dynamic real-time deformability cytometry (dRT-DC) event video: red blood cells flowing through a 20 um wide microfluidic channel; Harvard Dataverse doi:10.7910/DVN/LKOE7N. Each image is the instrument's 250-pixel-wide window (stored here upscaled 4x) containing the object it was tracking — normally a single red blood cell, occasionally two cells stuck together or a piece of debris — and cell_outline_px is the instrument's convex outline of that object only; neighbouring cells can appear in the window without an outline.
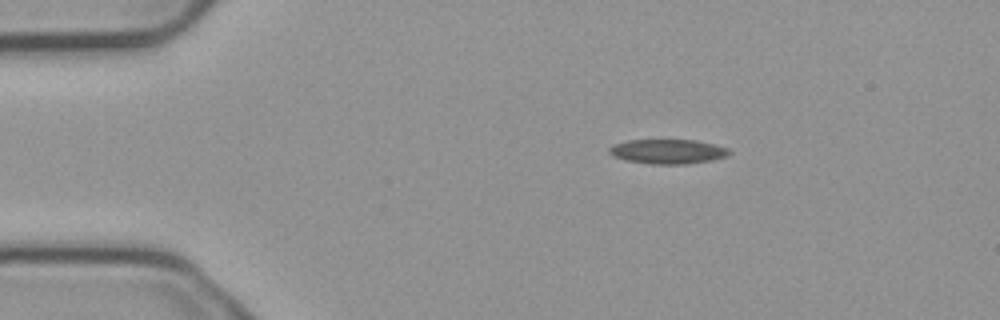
{"species": "common noctule bat (a hibernating species)", "species_latin": "Nyctalus noctula", "temperature_condition": "cold", "stored_images_in_passage": 4, "camera_frame_rate_fps": 3000, "um_per_image_px": 0.085, "animal": {"sex": "male", "body_mass_g": 23.1, "forearm_length_mm": 52.7}, "frame": {"image": 1, "passage_image": 1, "time_ms": 0.0, "image_size_px": [1000, 320], "cell_outline_px": [[732, 152], [728, 156], [712, 160], [684, 164], [652, 164], [624, 160], [612, 156], [608, 152], [608, 148], [612, 144], [628, 140], [696, 140], [716, 144], [728, 148]], "centroid_in_image_um": [56.76, 12.87], "position_along_channel_um": 28.2, "area_um2": 17.4}}
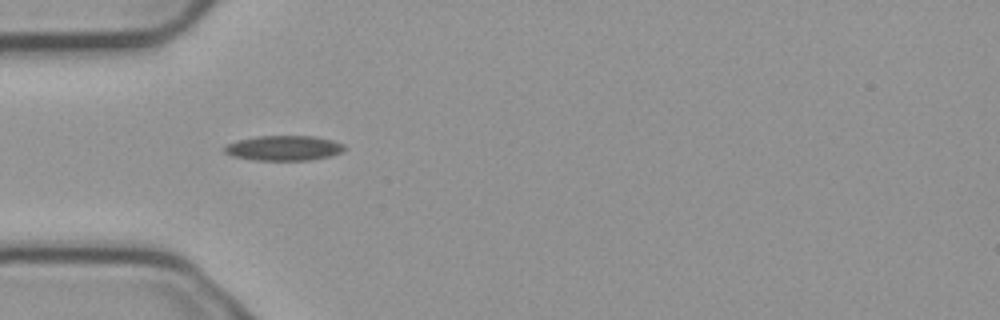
{"frame": {"image": 2, "passage_image": 3, "time_ms": 0.667, "image_size_px": [1000, 320], "cell_outline_px": [[344, 152], [328, 156], [308, 160], [256, 160], [232, 156], [224, 152], [224, 148], [228, 144], [236, 140], [256, 136], [312, 136], [332, 140], [344, 144]], "centroid_in_image_um": [24.11, 12.58], "position_along_channel_um": 60.9, "area_um2": 17.4}}
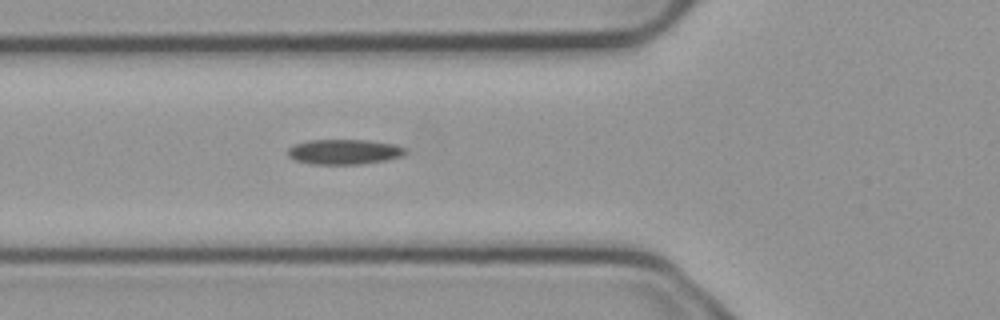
{"frame": {"image": 3, "passage_image": 4, "time_ms": 1.0, "image_size_px": [1000, 320], "cell_outline_px": [[408, 152], [400, 156], [384, 160], [364, 164], [312, 164], [296, 160], [288, 156], [288, 148], [296, 144], [308, 140], [368, 140], [396, 144], [404, 148]], "centroid_in_image_um": [29.26, 12.9], "position_along_channel_um": 96.5, "area_um2": 17.11}}